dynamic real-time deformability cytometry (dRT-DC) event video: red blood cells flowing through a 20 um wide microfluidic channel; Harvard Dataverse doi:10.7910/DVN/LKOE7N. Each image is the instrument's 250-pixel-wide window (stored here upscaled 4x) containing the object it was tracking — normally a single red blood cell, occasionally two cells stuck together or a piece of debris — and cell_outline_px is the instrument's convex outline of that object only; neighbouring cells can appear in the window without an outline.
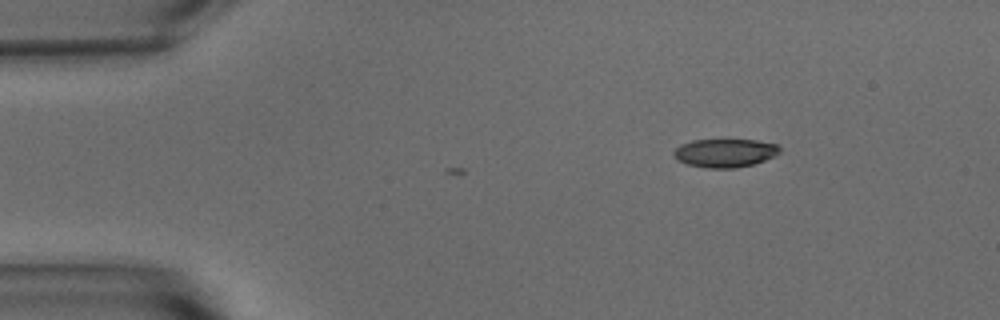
{"species": "common noctule bat (a hibernating species)", "species_latin": "Nyctalus noctula", "temperature_condition": "warm", "stored_images_in_passage": 2, "camera_frame_rate_fps": 3000, "um_per_image_px": 0.085, "animal": {"sex": "male", "body_mass_g": 15.6}, "frame": {"image": 1, "passage_image": 2, "time_ms": 0.333, "image_size_px": [1000, 320], "cell_outline_px": [[780, 152], [776, 156], [752, 164], [736, 168], [708, 168], [688, 164], [672, 156], [672, 152], [680, 144], [692, 140], [756, 140], [776, 144], [780, 148]], "centroid_in_image_um": [61.62, 13.0], "position_along_channel_um": 23.4, "area_um2": 17.51}}